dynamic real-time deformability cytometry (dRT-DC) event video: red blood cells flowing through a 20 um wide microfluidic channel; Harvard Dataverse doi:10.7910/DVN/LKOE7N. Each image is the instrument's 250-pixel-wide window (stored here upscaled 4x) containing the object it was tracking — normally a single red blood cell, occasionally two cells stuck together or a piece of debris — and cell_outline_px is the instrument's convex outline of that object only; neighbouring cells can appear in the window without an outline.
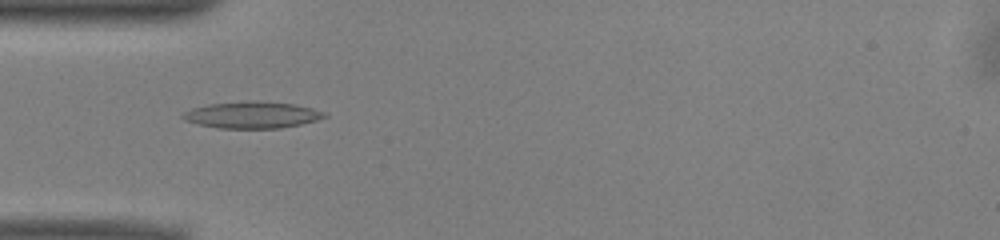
{"species": "common noctule bat (a hibernating species)", "species_latin": "Nyctalus noctula", "temperature_condition": "warm", "stored_images_in_passage": 50, "camera_frame_rate_fps": 3000, "um_per_image_px": 0.085, "animal": {"sex": "male", "body_mass_g": 13.0, "forearm_length_mm": 53.1}, "frame": {"image": 1, "passage_image": 15, "time_ms": 4.667, "image_size_px": [1000, 240], "cell_outline_px": [[328, 116], [316, 120], [300, 124], [280, 128], [220, 128], [200, 124], [184, 120], [180, 116], [184, 112], [192, 108], [208, 104], [252, 100], [256, 100], [296, 104], [328, 112]], "centroid_in_image_um": [21.46, 9.75], "position_along_channel_um": 63.5, "area_um2": 22.08}}
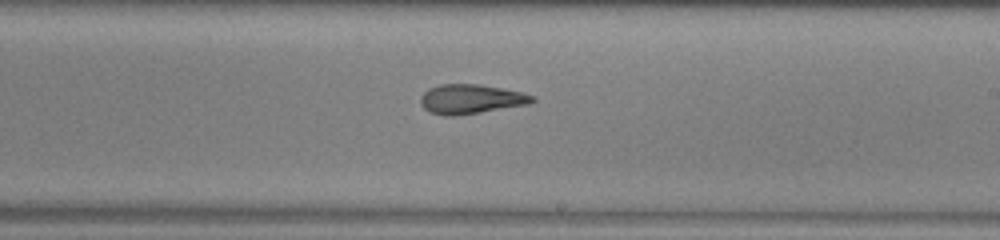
{"frame": {"image": 2, "passage_image": 29, "time_ms": 9.333, "image_size_px": [1000, 240], "cell_outline_px": [[536, 100], [528, 104], [456, 116], [444, 116], [428, 112], [420, 104], [420, 96], [428, 88], [440, 84], [480, 84], [520, 92], [536, 96]], "centroid_in_image_um": [39.98, 8.42], "position_along_channel_um": 249.0, "area_um2": 19.25}}
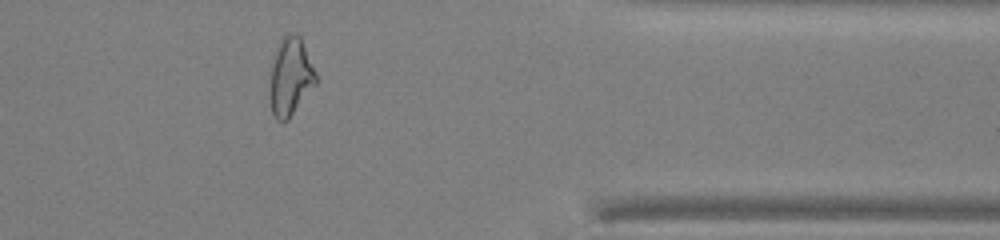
{"frame": {"image": 3, "passage_image": 41, "time_ms": 13.333, "image_size_px": [1000, 240], "cell_outline_px": [[316, 84], [288, 120], [284, 124], [276, 120], [272, 112], [268, 96], [272, 64], [276, 48], [280, 40], [284, 36], [292, 32], [300, 36], [316, 72]], "centroid_in_image_um": [24.66, 6.57], "position_along_channel_um": 386.7, "area_um2": 21.1}, "authors_computed_cell_mechanics": {"area_um2": 20.9236, "velocity_mm_per_s": 3.9893, "shape_relaxation_time_tau1_ms": null, "shape_relaxation_time_tau2_ms": 2.3801, "deformation_change_tau1": null, "deformation_change_tau2": 0.1128}}